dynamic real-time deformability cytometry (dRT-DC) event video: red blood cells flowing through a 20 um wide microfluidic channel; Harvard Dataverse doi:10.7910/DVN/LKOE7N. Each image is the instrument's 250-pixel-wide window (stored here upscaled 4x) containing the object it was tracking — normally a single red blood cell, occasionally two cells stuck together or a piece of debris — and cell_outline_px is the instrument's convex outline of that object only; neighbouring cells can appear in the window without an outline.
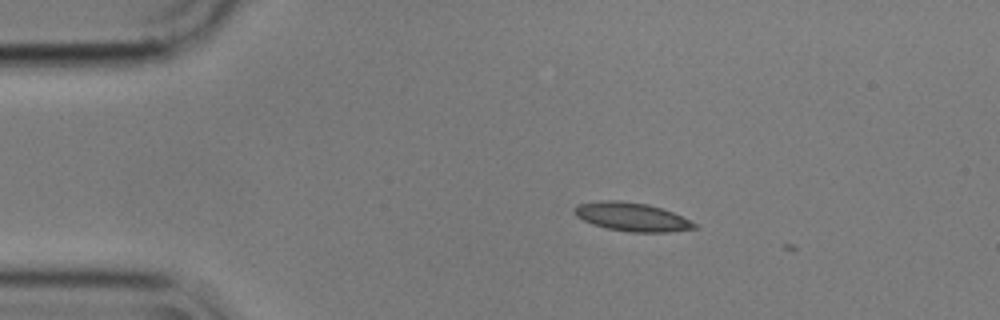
{"species": "common noctule bat (a hibernating species)", "species_latin": "Nyctalus noctula", "temperature_condition": "cold", "stored_images_in_passage": 4, "camera_frame_rate_fps": 3000, "um_per_image_px": 0.085, "animal": {"sex": "male", "body_mass_g": 17.9}, "frame": {"image": 1, "passage_image": 3, "time_ms": 0.667, "image_size_px": [1000, 320], "cell_outline_px": [[700, 228], [668, 232], [632, 232], [608, 228], [592, 224], [576, 216], [572, 212], [572, 208], [576, 204], [600, 200], [620, 200], [648, 204], [672, 212], [696, 224]], "centroid_in_image_um": [53.65, 18.42], "position_along_channel_um": 31.3, "area_um2": 20.0}}